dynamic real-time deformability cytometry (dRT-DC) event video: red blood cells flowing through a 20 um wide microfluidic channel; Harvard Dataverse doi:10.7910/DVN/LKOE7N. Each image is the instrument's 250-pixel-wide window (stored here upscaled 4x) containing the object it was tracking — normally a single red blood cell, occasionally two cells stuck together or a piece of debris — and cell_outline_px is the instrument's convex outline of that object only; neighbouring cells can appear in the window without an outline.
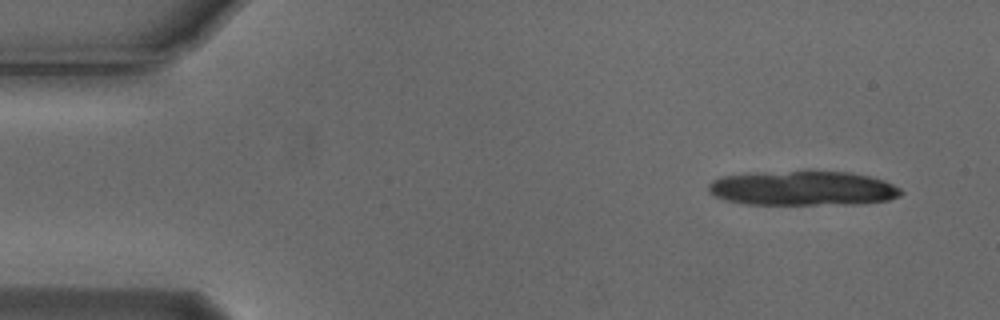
{"species": "Egyptian fruit bat (a non-hibernating species)", "species_latin": "Rousettus aegyptiacus", "temperature_condition": "cold", "stored_images_in_passage": 9, "camera_frame_rate_fps": 3000, "um_per_image_px": 0.085, "animal": {"sex": "male"}, "frame": {"image": 1, "passage_image": 1, "time_ms": 0.0, "image_size_px": [1000, 320], "cell_outline_px": [[904, 192], [900, 196], [888, 200], [856, 204], [744, 204], [724, 200], [708, 192], [708, 184], [712, 180], [724, 176], [756, 172], [852, 172], [884, 180], [900, 188]], "centroid_in_image_um": [68.23, 16.01], "position_along_channel_um": 16.8, "area_um2": 38.73}}
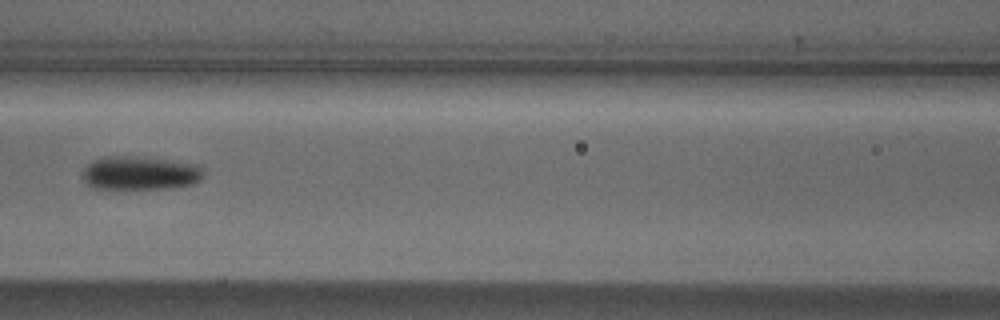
{"frame": {"image": 2, "passage_image": 6, "time_ms": 1.667, "image_size_px": [1000, 320], "cell_outline_px": [[204, 176], [200, 180], [192, 184], [168, 188], [88, 188], [84, 184], [80, 176], [84, 168], [92, 160], [104, 156], [128, 156], [164, 160], [192, 164], [200, 168], [204, 172]], "centroid_in_image_um": [11.79, 14.72], "position_along_channel_um": 154.8, "area_um2": 23.58}}
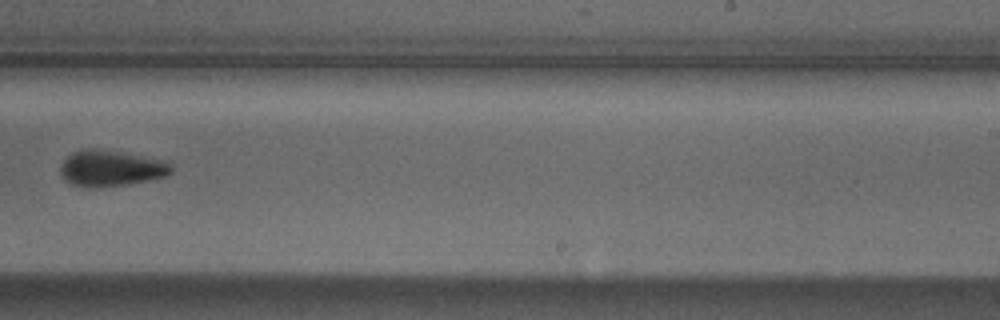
{"frame": {"image": 3, "passage_image": 9, "time_ms": 2.667, "image_size_px": [1000, 320], "cell_outline_px": [[172, 172], [168, 176], [128, 184], [100, 188], [84, 188], [72, 184], [64, 180], [60, 172], [60, 168], [64, 160], [72, 152], [80, 148], [96, 148], [168, 160], [172, 164]], "centroid_in_image_um": [9.44, 14.31], "position_along_channel_um": 279.6, "area_um2": 23.81}}